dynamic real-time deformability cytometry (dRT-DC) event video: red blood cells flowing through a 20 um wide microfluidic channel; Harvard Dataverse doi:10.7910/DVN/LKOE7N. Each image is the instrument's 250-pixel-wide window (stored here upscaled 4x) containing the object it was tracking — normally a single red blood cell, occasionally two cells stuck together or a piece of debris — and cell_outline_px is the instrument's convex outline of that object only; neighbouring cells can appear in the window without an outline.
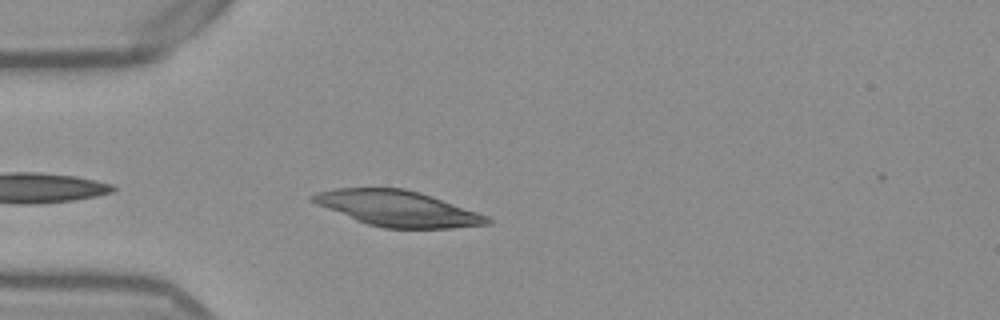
{"species": "Egyptian fruit bat (a non-hibernating species)", "species_latin": "Rousettus aegyptiacus", "temperature_condition": "warm", "stored_images_in_passage": 5, "camera_frame_rate_fps": 3000, "um_per_image_px": 0.085, "frame": {"image": 1, "passage_image": 3, "time_ms": 0.667, "image_size_px": [1000, 320], "cell_outline_px": [[492, 224], [452, 228], [384, 228], [368, 224], [356, 220], [316, 204], [308, 196], [316, 192], [336, 188], [404, 188], [420, 192], [432, 196], [488, 216], [492, 220]], "centroid_in_image_um": [33.81, 17.72], "position_along_channel_um": 51.2, "area_um2": 36.07}}